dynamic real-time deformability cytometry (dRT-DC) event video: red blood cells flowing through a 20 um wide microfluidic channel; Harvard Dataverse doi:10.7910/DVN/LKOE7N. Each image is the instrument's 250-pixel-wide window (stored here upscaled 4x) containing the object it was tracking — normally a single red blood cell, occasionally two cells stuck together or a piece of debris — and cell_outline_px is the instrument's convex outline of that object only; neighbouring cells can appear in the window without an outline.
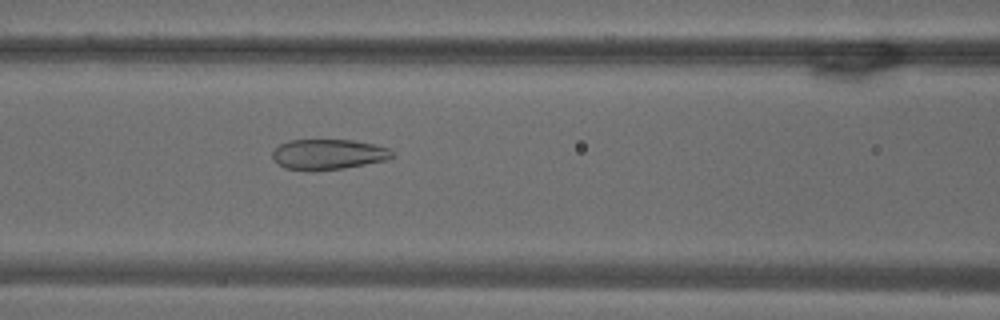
{"species": "common noctule bat (a hibernating species)", "species_latin": "Nyctalus noctula", "temperature_condition": "warm", "stored_images_in_passage": 54, "camera_frame_rate_fps": 3000, "um_per_image_px": 0.085, "animal": {"sex": "male", "body_mass_g": 18.8}, "frame": {"image": 1, "passage_image": 23, "time_ms": 7.333, "image_size_px": [1000, 320], "cell_outline_px": [[396, 156], [388, 160], [344, 168], [284, 168], [272, 160], [272, 152], [280, 144], [288, 140], [352, 140], [372, 144], [388, 148], [396, 152]], "centroid_in_image_um": [27.96, 13.09], "position_along_channel_um": 138.6, "area_um2": 20.75}}
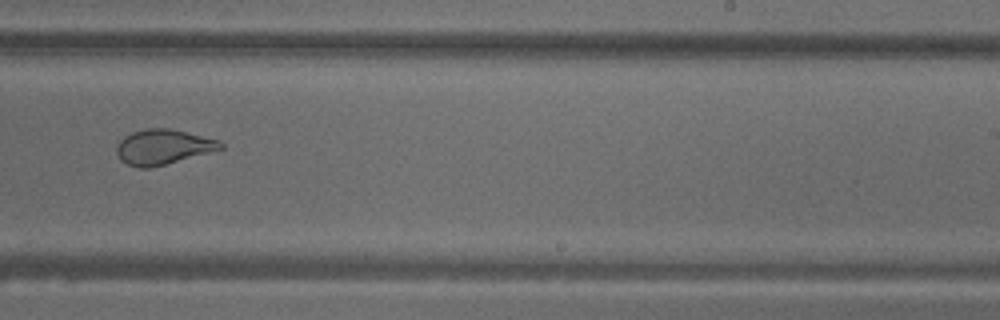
{"frame": {"image": 2, "passage_image": 34, "time_ms": 11.0, "image_size_px": [1000, 320], "cell_outline_px": [[224, 148], [152, 168], [140, 168], [128, 164], [120, 160], [116, 152], [116, 144], [124, 136], [132, 132], [144, 128], [168, 128], [220, 140], [224, 144]], "centroid_in_image_um": [13.83, 12.49], "position_along_channel_um": 275.2, "area_um2": 21.27}}
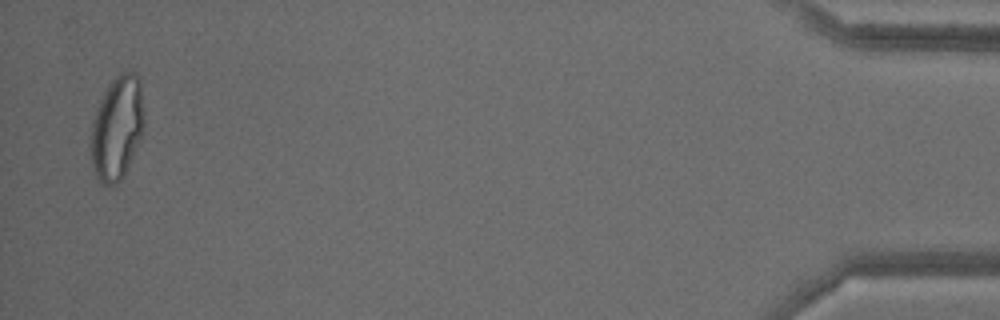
{"frame": {"image": 3, "passage_image": 53, "time_ms": 17.333, "image_size_px": [1000, 320], "cell_outline_px": [[144, 124], [140, 136], [124, 176], [116, 184], [104, 188], [100, 184], [96, 176], [92, 164], [88, 148], [92, 120], [96, 108], [108, 84], [120, 72], [136, 72], [140, 80], [144, 112]], "centroid_in_image_um": [9.9, 10.9], "position_along_channel_um": 425.3, "area_um2": 32.77}, "authors_computed_cell_mechanics": {"area_um2": 27.455, "velocity_mm_per_s": 3.7352, "shape_relaxation_time_tau1_ms": null, "shape_relaxation_time_tau2_ms": 1.0166, "deformation_change_tau1": null, "deformation_change_tau2": 0.0821}}